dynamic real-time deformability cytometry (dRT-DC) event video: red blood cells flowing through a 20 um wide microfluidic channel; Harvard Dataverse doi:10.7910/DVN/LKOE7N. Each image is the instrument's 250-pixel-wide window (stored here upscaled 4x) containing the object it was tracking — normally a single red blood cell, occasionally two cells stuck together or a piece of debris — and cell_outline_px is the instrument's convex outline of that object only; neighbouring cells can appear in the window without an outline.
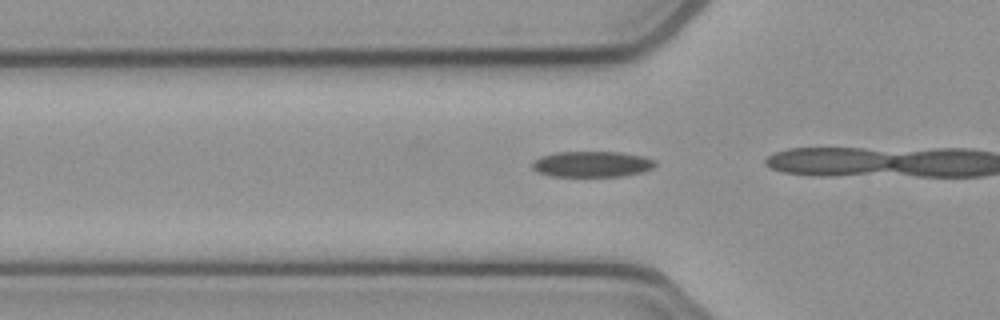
{"species": "common noctule bat (a hibernating species)", "species_latin": "Nyctalus noctula", "temperature_condition": "cold", "stored_images_in_passage": 6, "camera_frame_rate_fps": 3000, "um_per_image_px": 0.085, "animal": {"sex": "female", "body_mass_g": 21.9}, "frame": {"image": 1, "passage_image": 2, "time_ms": 0.333, "image_size_px": [1000, 320], "cell_outline_px": [[656, 164], [652, 168], [640, 172], [620, 176], [552, 176], [536, 172], [532, 168], [532, 160], [540, 156], [556, 152], [620, 152], [644, 156], [656, 160]], "centroid_in_image_um": [50.28, 13.94], "position_along_channel_um": 75.5, "area_um2": 18.55}}